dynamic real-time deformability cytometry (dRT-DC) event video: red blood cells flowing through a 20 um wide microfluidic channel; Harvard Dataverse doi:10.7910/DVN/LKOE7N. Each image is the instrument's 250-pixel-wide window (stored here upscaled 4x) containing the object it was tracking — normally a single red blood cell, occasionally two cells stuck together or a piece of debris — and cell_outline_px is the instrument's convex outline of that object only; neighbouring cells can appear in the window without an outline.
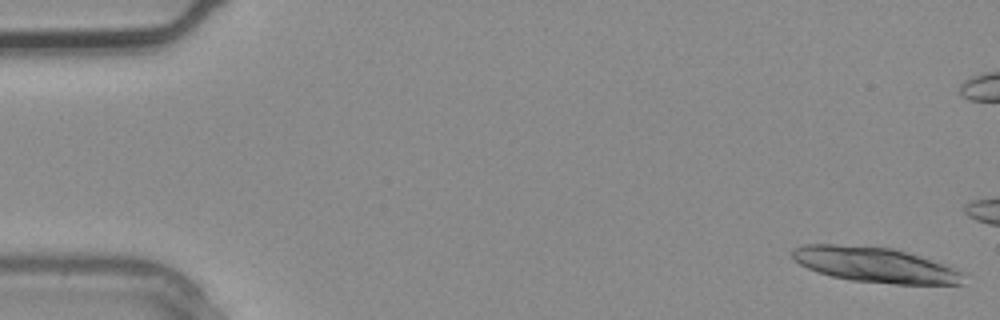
{"species": "common noctule bat (a hibernating species)", "species_latin": "Nyctalus noctula", "temperature_condition": "warm", "stored_images_in_passage": 3, "camera_frame_rate_fps": 3000, "um_per_image_px": 0.085, "animal": {"sex": "male", "body_mass_g": 20.4}, "frame": {"image": 1, "passage_image": 1, "time_ms": 0.0, "image_size_px": [1000, 320], "cell_outline_px": [[964, 272], [960, 284], [892, 284], [852, 280], [832, 276], [808, 268], [800, 264], [792, 256], [792, 252], [796, 248], [804, 244], [836, 244], [892, 248], [908, 252], [948, 264], [960, 268]], "centroid_in_image_um": [74.46, 22.5], "position_along_channel_um": 10.5, "area_um2": 35.08}}